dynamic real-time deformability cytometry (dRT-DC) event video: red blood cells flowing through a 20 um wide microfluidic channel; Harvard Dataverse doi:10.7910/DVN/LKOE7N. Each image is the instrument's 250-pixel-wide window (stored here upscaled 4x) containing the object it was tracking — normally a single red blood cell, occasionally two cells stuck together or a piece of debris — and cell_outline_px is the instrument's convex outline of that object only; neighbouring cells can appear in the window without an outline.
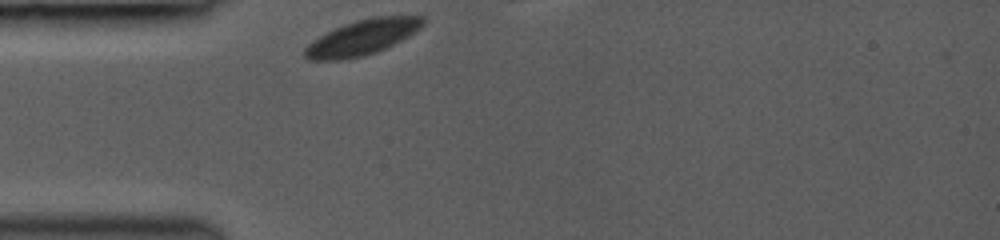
{"species": "common noctule bat (a hibernating species)", "species_latin": "Nyctalus noctula", "temperature_condition": "room temperature", "stored_images_in_passage": 4, "camera_frame_rate_fps": 3000, "um_per_image_px": 0.085, "animal": {"sex": "female", "body_mass_g": 19.0, "forearm_length_mm": 53.3}, "frame": {"image": 1, "passage_image": 1, "time_ms": 0.0, "image_size_px": [1000, 240], "cell_outline_px": [[424, 24], [420, 28], [408, 36], [376, 52], [364, 56], [344, 60], [308, 60], [304, 56], [304, 48], [312, 40], [344, 24], [356, 20], [372, 16], [424, 16]], "centroid_in_image_um": [30.77, 3.18], "position_along_channel_um": 54.2, "area_um2": 24.1}}